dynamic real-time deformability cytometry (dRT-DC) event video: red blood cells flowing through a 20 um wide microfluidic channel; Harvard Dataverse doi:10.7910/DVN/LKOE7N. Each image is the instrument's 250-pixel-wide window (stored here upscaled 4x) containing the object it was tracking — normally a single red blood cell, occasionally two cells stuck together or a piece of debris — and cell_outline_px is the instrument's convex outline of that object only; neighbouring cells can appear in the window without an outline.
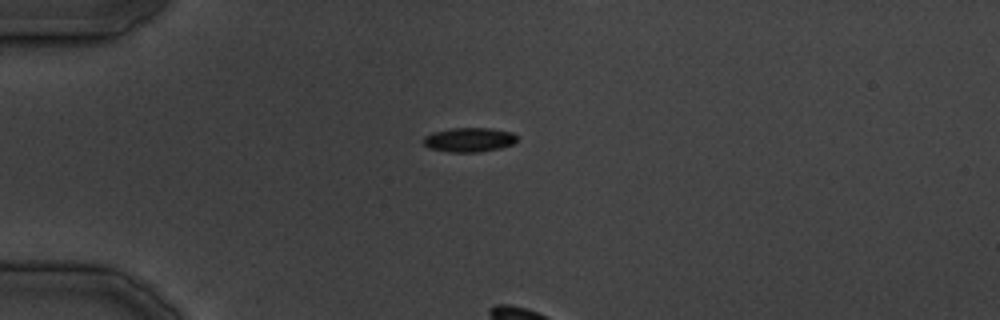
{"species": "common noctule bat (a hibernating species)", "species_latin": "Nyctalus noctula", "temperature_condition": "cold", "stored_images_in_passage": 3, "camera_frame_rate_fps": 3000, "um_per_image_px": 0.085, "animal": {"sex": "male", "body_mass_g": 19.5, "forearm_length_mm": 54.6}, "frame": {"image": 1, "passage_image": 1, "time_ms": 0.0, "image_size_px": [1000, 320], "cell_outline_px": [[516, 140], [512, 144], [500, 148], [476, 152], [448, 152], [428, 148], [424, 144], [424, 136], [432, 132], [452, 128], [488, 128], [512, 132], [516, 136]], "centroid_in_image_um": [39.84, 11.88], "position_along_channel_um": 45.2, "area_um2": 13.18}}